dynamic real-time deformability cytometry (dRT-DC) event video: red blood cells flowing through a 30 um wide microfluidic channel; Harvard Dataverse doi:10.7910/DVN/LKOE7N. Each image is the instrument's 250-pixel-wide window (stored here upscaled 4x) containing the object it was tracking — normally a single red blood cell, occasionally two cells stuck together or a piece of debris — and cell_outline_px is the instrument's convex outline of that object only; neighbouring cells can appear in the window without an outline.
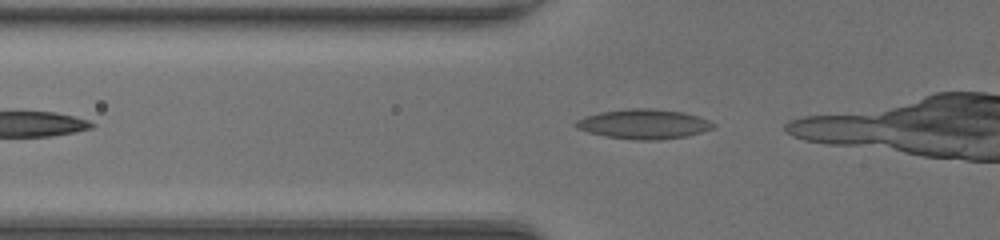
{"species": "common noctule bat (a hibernating species)", "species_latin": "Nyctalus noctula", "temperature_condition": "room temperature", "stored_images_in_passage": 5, "camera_frame_rate_fps": 3000, "um_per_image_px": 0.085, "animal": {"sex": "female", "body_mass_g": 20.0, "forearm_length_mm": 54.0}, "frame": {"image": 1, "passage_image": 2, "time_ms": 0.333, "image_size_px": [1000, 240], "cell_outline_px": [[716, 124], [712, 128], [700, 132], [684, 136], [660, 140], [632, 140], [604, 136], [588, 132], [576, 128], [572, 124], [576, 120], [584, 116], [600, 112], [628, 108], [652, 108], [684, 112], [700, 116]], "centroid_in_image_um": [54.67, 10.54], "position_along_channel_um": 71.1, "area_um2": 23.99}}